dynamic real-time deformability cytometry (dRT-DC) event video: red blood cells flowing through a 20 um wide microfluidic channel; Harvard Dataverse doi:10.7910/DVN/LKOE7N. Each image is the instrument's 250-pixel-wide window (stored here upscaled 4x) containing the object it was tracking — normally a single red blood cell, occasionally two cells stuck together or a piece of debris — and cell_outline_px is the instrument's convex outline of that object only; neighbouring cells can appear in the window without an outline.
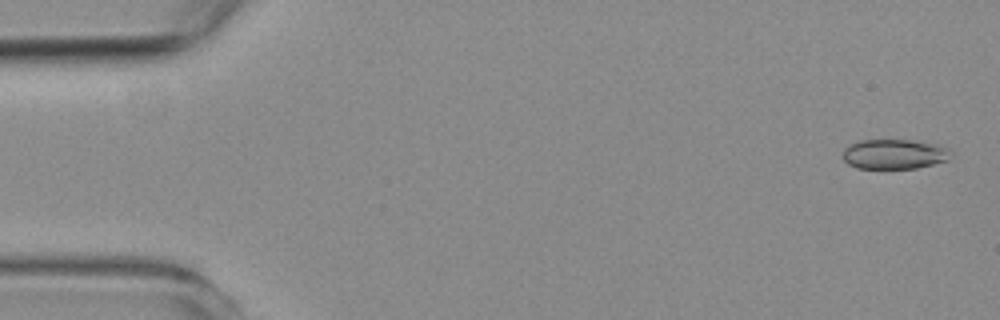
{"species": "common noctule bat (a hibernating species)", "species_latin": "Nyctalus noctula", "temperature_condition": "room temperature", "stored_images_in_passage": 52, "camera_frame_rate_fps": 3000, "um_per_image_px": 0.085, "animal": {"sex": "female", "body_mass_g": 19.3, "forearm_length_mm": 54.1}, "frame": {"image": 1, "passage_image": 2, "time_ms": 0.333, "image_size_px": [1000, 320], "cell_outline_px": [[952, 152], [948, 160], [916, 168], [856, 168], [848, 164], [844, 160], [844, 148], [860, 140], [912, 140], [936, 144], [948, 148]], "centroid_in_image_um": [76.03, 13.1], "position_along_channel_um": 9.0, "area_um2": 18.67}}
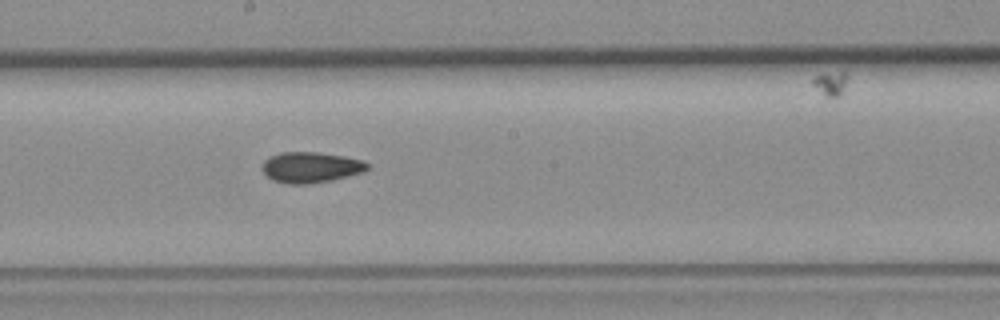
{"frame": {"image": 2, "passage_image": 31, "time_ms": 10.0, "image_size_px": [1000, 320], "cell_outline_px": [[368, 168], [364, 172], [332, 180], [308, 184], [288, 184], [272, 180], [264, 172], [264, 160], [280, 152], [316, 152], [344, 156], [364, 160], [368, 164]], "centroid_in_image_um": [26.45, 14.22], "position_along_channel_um": 221.7, "area_um2": 18.73}}
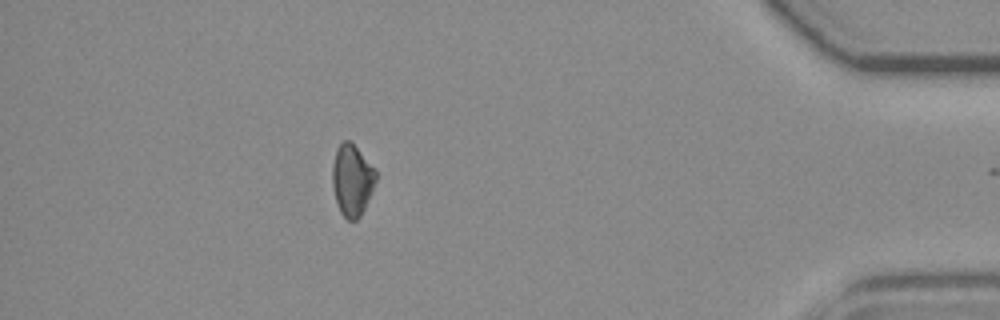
{"frame": {"image": 3, "passage_image": 51, "time_ms": 16.667, "image_size_px": [1000, 320], "cell_outline_px": [[376, 180], [368, 200], [360, 216], [356, 220], [348, 220], [340, 212], [336, 200], [332, 184], [332, 164], [336, 148], [344, 140], [348, 140], [376, 168]], "centroid_in_image_um": [29.91, 15.3], "position_along_channel_um": 405.3, "area_um2": 17.98}, "authors_computed_cell_mechanics": {"area_um2": 18.6694, "velocity_mm_per_s": 3.5491, "shape_relaxation_time_tau1_ms": null, "shape_relaxation_time_tau2_ms": 6.6457, "deformation_change_tau1": null, "deformation_change_tau2": 0.0922}}